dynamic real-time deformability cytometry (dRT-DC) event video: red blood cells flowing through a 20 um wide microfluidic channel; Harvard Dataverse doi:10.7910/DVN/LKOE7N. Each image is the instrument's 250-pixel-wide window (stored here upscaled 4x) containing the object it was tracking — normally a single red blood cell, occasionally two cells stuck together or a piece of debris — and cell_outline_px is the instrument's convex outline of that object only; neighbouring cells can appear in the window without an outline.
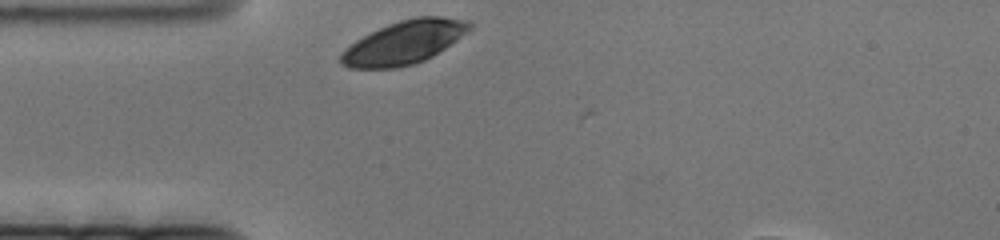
{"species": "human", "species_latin": "Homo sapiens", "temperature_condition": "cold", "stored_images_in_passage": 14, "camera_frame_rate_fps": 3000, "um_per_image_px": 0.085, "donor": {"sex": "female"}, "frame": {"image": 1, "passage_image": 1, "time_ms": 0.0, "image_size_px": [1000, 240], "cell_outline_px": [[472, 28], [444, 48], [432, 56], [424, 60], [412, 64], [396, 68], [348, 68], [340, 64], [340, 56], [356, 40], [388, 24], [400, 20], [416, 16], [444, 16], [468, 20], [472, 24]], "centroid_in_image_um": [34.37, 3.59], "position_along_channel_um": 50.6, "area_um2": 32.02}}
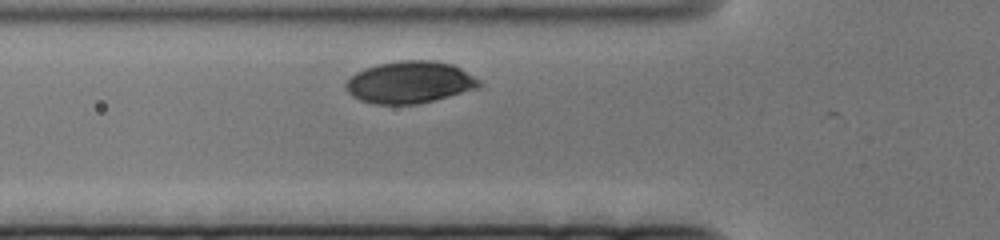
{"frame": {"image": 2, "passage_image": 7, "time_ms": 2.0, "image_size_px": [1000, 240], "cell_outline_px": [[484, 84], [480, 88], [416, 104], [372, 104], [360, 100], [352, 96], [348, 92], [344, 84], [356, 72], [364, 68], [380, 64], [400, 60], [432, 60], [452, 64], [460, 68], [480, 80]], "centroid_in_image_um": [34.84, 6.99], "position_along_channel_um": 91.0, "area_um2": 32.6}}
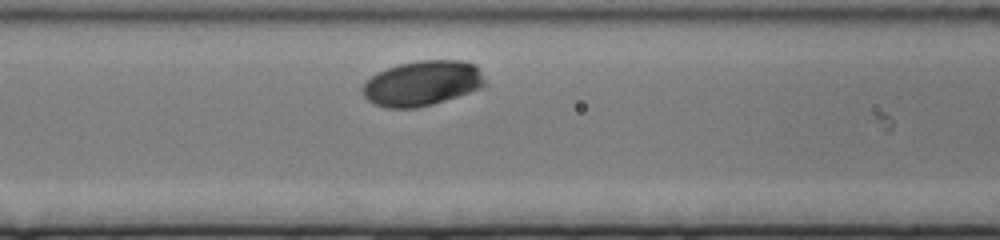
{"frame": {"image": 3, "passage_image": 12, "time_ms": 3.667, "image_size_px": [1000, 240], "cell_outline_px": [[488, 84], [480, 88], [432, 104], [416, 108], [388, 108], [372, 104], [364, 96], [360, 88], [376, 72], [400, 64], [420, 60], [464, 60], [476, 64]], "centroid_in_image_um": [35.89, 7.07], "position_along_channel_um": 130.7, "area_um2": 32.19}}